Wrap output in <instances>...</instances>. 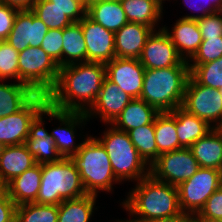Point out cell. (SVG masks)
<instances>
[{
	"label": "cell",
	"instance_id": "cell-1",
	"mask_svg": "<svg viewBox=\"0 0 222 222\" xmlns=\"http://www.w3.org/2000/svg\"><path fill=\"white\" fill-rule=\"evenodd\" d=\"M105 78L104 63L62 66L53 89L47 94V103L56 110L86 113L95 103Z\"/></svg>",
	"mask_w": 222,
	"mask_h": 222
},
{
	"label": "cell",
	"instance_id": "cell-2",
	"mask_svg": "<svg viewBox=\"0 0 222 222\" xmlns=\"http://www.w3.org/2000/svg\"><path fill=\"white\" fill-rule=\"evenodd\" d=\"M121 200L120 208L131 217L127 222H147L184 214L177 186L156 180L151 174L136 182Z\"/></svg>",
	"mask_w": 222,
	"mask_h": 222
},
{
	"label": "cell",
	"instance_id": "cell-3",
	"mask_svg": "<svg viewBox=\"0 0 222 222\" xmlns=\"http://www.w3.org/2000/svg\"><path fill=\"white\" fill-rule=\"evenodd\" d=\"M189 76V66L145 69L140 99L159 113L171 112L182 106Z\"/></svg>",
	"mask_w": 222,
	"mask_h": 222
},
{
	"label": "cell",
	"instance_id": "cell-4",
	"mask_svg": "<svg viewBox=\"0 0 222 222\" xmlns=\"http://www.w3.org/2000/svg\"><path fill=\"white\" fill-rule=\"evenodd\" d=\"M70 160L79 171L87 194L98 196L101 192L112 193L116 184L121 185L113 173L105 148L93 134L82 142L80 149Z\"/></svg>",
	"mask_w": 222,
	"mask_h": 222
},
{
	"label": "cell",
	"instance_id": "cell-5",
	"mask_svg": "<svg viewBox=\"0 0 222 222\" xmlns=\"http://www.w3.org/2000/svg\"><path fill=\"white\" fill-rule=\"evenodd\" d=\"M105 130L94 136L105 148L116 179L123 184L139 182L150 174V167L139 156L130 140L128 132L120 131L111 124H105Z\"/></svg>",
	"mask_w": 222,
	"mask_h": 222
},
{
	"label": "cell",
	"instance_id": "cell-6",
	"mask_svg": "<svg viewBox=\"0 0 222 222\" xmlns=\"http://www.w3.org/2000/svg\"><path fill=\"white\" fill-rule=\"evenodd\" d=\"M87 195L79 171L70 158L57 162L43 163L41 185L34 203L59 205L64 200Z\"/></svg>",
	"mask_w": 222,
	"mask_h": 222
},
{
	"label": "cell",
	"instance_id": "cell-7",
	"mask_svg": "<svg viewBox=\"0 0 222 222\" xmlns=\"http://www.w3.org/2000/svg\"><path fill=\"white\" fill-rule=\"evenodd\" d=\"M59 71V65L41 47L29 46L19 52L18 82L26 84L36 94L47 95Z\"/></svg>",
	"mask_w": 222,
	"mask_h": 222
},
{
	"label": "cell",
	"instance_id": "cell-8",
	"mask_svg": "<svg viewBox=\"0 0 222 222\" xmlns=\"http://www.w3.org/2000/svg\"><path fill=\"white\" fill-rule=\"evenodd\" d=\"M221 171L213 168H202L177 188L182 212L196 216L204 207L207 199L220 188Z\"/></svg>",
	"mask_w": 222,
	"mask_h": 222
},
{
	"label": "cell",
	"instance_id": "cell-9",
	"mask_svg": "<svg viewBox=\"0 0 222 222\" xmlns=\"http://www.w3.org/2000/svg\"><path fill=\"white\" fill-rule=\"evenodd\" d=\"M53 119L54 122L57 120L58 127L50 130V136L53 138L56 149L62 158H70L76 154L82 142L90 135L88 133L86 135L80 133L85 129L87 122L90 121L85 112L60 111L49 106L48 121L51 122ZM77 129H80L79 134ZM81 136L83 137L81 138ZM78 139L79 141L81 140L80 143Z\"/></svg>",
	"mask_w": 222,
	"mask_h": 222
},
{
	"label": "cell",
	"instance_id": "cell-10",
	"mask_svg": "<svg viewBox=\"0 0 222 222\" xmlns=\"http://www.w3.org/2000/svg\"><path fill=\"white\" fill-rule=\"evenodd\" d=\"M181 107L215 128L222 118L221 91L199 84L190 75Z\"/></svg>",
	"mask_w": 222,
	"mask_h": 222
},
{
	"label": "cell",
	"instance_id": "cell-11",
	"mask_svg": "<svg viewBox=\"0 0 222 222\" xmlns=\"http://www.w3.org/2000/svg\"><path fill=\"white\" fill-rule=\"evenodd\" d=\"M200 168L189 148H182L159 155L150 166V174L159 181L179 186Z\"/></svg>",
	"mask_w": 222,
	"mask_h": 222
},
{
	"label": "cell",
	"instance_id": "cell-12",
	"mask_svg": "<svg viewBox=\"0 0 222 222\" xmlns=\"http://www.w3.org/2000/svg\"><path fill=\"white\" fill-rule=\"evenodd\" d=\"M47 95L36 94L21 110L0 118V143L3 146L25 144L35 116L47 105Z\"/></svg>",
	"mask_w": 222,
	"mask_h": 222
},
{
	"label": "cell",
	"instance_id": "cell-13",
	"mask_svg": "<svg viewBox=\"0 0 222 222\" xmlns=\"http://www.w3.org/2000/svg\"><path fill=\"white\" fill-rule=\"evenodd\" d=\"M139 61L145 69L188 66V61L179 55L163 28L153 31L147 38Z\"/></svg>",
	"mask_w": 222,
	"mask_h": 222
},
{
	"label": "cell",
	"instance_id": "cell-14",
	"mask_svg": "<svg viewBox=\"0 0 222 222\" xmlns=\"http://www.w3.org/2000/svg\"><path fill=\"white\" fill-rule=\"evenodd\" d=\"M86 44V62L106 64L115 58V33L97 24L87 15L79 22Z\"/></svg>",
	"mask_w": 222,
	"mask_h": 222
},
{
	"label": "cell",
	"instance_id": "cell-15",
	"mask_svg": "<svg viewBox=\"0 0 222 222\" xmlns=\"http://www.w3.org/2000/svg\"><path fill=\"white\" fill-rule=\"evenodd\" d=\"M106 78L132 99L140 98L145 68L139 59L113 58L105 64Z\"/></svg>",
	"mask_w": 222,
	"mask_h": 222
},
{
	"label": "cell",
	"instance_id": "cell-16",
	"mask_svg": "<svg viewBox=\"0 0 222 222\" xmlns=\"http://www.w3.org/2000/svg\"><path fill=\"white\" fill-rule=\"evenodd\" d=\"M48 118L49 105L47 104L30 123L29 136L25 141L28 151L39 164L57 162L62 158L50 132L45 127L47 124L45 119Z\"/></svg>",
	"mask_w": 222,
	"mask_h": 222
},
{
	"label": "cell",
	"instance_id": "cell-17",
	"mask_svg": "<svg viewBox=\"0 0 222 222\" xmlns=\"http://www.w3.org/2000/svg\"><path fill=\"white\" fill-rule=\"evenodd\" d=\"M48 27L31 10L17 12L13 28L5 40L18 52L27 47H40Z\"/></svg>",
	"mask_w": 222,
	"mask_h": 222
},
{
	"label": "cell",
	"instance_id": "cell-18",
	"mask_svg": "<svg viewBox=\"0 0 222 222\" xmlns=\"http://www.w3.org/2000/svg\"><path fill=\"white\" fill-rule=\"evenodd\" d=\"M131 100L117 84L105 78L95 103L86 112L87 118L90 121L99 117L103 124H111Z\"/></svg>",
	"mask_w": 222,
	"mask_h": 222
},
{
	"label": "cell",
	"instance_id": "cell-19",
	"mask_svg": "<svg viewBox=\"0 0 222 222\" xmlns=\"http://www.w3.org/2000/svg\"><path fill=\"white\" fill-rule=\"evenodd\" d=\"M161 28L127 22L115 32V57L139 59L147 38L153 31Z\"/></svg>",
	"mask_w": 222,
	"mask_h": 222
},
{
	"label": "cell",
	"instance_id": "cell-20",
	"mask_svg": "<svg viewBox=\"0 0 222 222\" xmlns=\"http://www.w3.org/2000/svg\"><path fill=\"white\" fill-rule=\"evenodd\" d=\"M162 26L170 36L179 55L183 60L189 61L197 52L203 40L197 21L179 17L172 25V30L164 24Z\"/></svg>",
	"mask_w": 222,
	"mask_h": 222
},
{
	"label": "cell",
	"instance_id": "cell-21",
	"mask_svg": "<svg viewBox=\"0 0 222 222\" xmlns=\"http://www.w3.org/2000/svg\"><path fill=\"white\" fill-rule=\"evenodd\" d=\"M42 164L37 163L5 185L10 199L18 206L34 203L41 185Z\"/></svg>",
	"mask_w": 222,
	"mask_h": 222
},
{
	"label": "cell",
	"instance_id": "cell-22",
	"mask_svg": "<svg viewBox=\"0 0 222 222\" xmlns=\"http://www.w3.org/2000/svg\"><path fill=\"white\" fill-rule=\"evenodd\" d=\"M36 164L25 144L4 146L0 154V180L6 185Z\"/></svg>",
	"mask_w": 222,
	"mask_h": 222
},
{
	"label": "cell",
	"instance_id": "cell-23",
	"mask_svg": "<svg viewBox=\"0 0 222 222\" xmlns=\"http://www.w3.org/2000/svg\"><path fill=\"white\" fill-rule=\"evenodd\" d=\"M86 15L114 33L128 22L120 0L94 1L87 6Z\"/></svg>",
	"mask_w": 222,
	"mask_h": 222
},
{
	"label": "cell",
	"instance_id": "cell-24",
	"mask_svg": "<svg viewBox=\"0 0 222 222\" xmlns=\"http://www.w3.org/2000/svg\"><path fill=\"white\" fill-rule=\"evenodd\" d=\"M158 114L159 112L144 100L134 98L111 125L120 131L128 132L131 129L152 123Z\"/></svg>",
	"mask_w": 222,
	"mask_h": 222
},
{
	"label": "cell",
	"instance_id": "cell-25",
	"mask_svg": "<svg viewBox=\"0 0 222 222\" xmlns=\"http://www.w3.org/2000/svg\"><path fill=\"white\" fill-rule=\"evenodd\" d=\"M189 149L200 167L221 170L222 134L215 128L192 144Z\"/></svg>",
	"mask_w": 222,
	"mask_h": 222
},
{
	"label": "cell",
	"instance_id": "cell-26",
	"mask_svg": "<svg viewBox=\"0 0 222 222\" xmlns=\"http://www.w3.org/2000/svg\"><path fill=\"white\" fill-rule=\"evenodd\" d=\"M120 3L128 22L148 27H163L159 24L163 21L165 10L159 0H120Z\"/></svg>",
	"mask_w": 222,
	"mask_h": 222
},
{
	"label": "cell",
	"instance_id": "cell-27",
	"mask_svg": "<svg viewBox=\"0 0 222 222\" xmlns=\"http://www.w3.org/2000/svg\"><path fill=\"white\" fill-rule=\"evenodd\" d=\"M171 113L176 118V131L179 144L183 148H189L213 129L206 121L188 113L182 107L172 110Z\"/></svg>",
	"mask_w": 222,
	"mask_h": 222
},
{
	"label": "cell",
	"instance_id": "cell-28",
	"mask_svg": "<svg viewBox=\"0 0 222 222\" xmlns=\"http://www.w3.org/2000/svg\"><path fill=\"white\" fill-rule=\"evenodd\" d=\"M36 93L26 84L0 80V118L21 110Z\"/></svg>",
	"mask_w": 222,
	"mask_h": 222
},
{
	"label": "cell",
	"instance_id": "cell-29",
	"mask_svg": "<svg viewBox=\"0 0 222 222\" xmlns=\"http://www.w3.org/2000/svg\"><path fill=\"white\" fill-rule=\"evenodd\" d=\"M98 196L87 194L76 199L64 200L58 205V222H90L95 211ZM98 207V208H97Z\"/></svg>",
	"mask_w": 222,
	"mask_h": 222
},
{
	"label": "cell",
	"instance_id": "cell-30",
	"mask_svg": "<svg viewBox=\"0 0 222 222\" xmlns=\"http://www.w3.org/2000/svg\"><path fill=\"white\" fill-rule=\"evenodd\" d=\"M157 159L159 155L182 149L176 131V118L171 112L159 113L154 119Z\"/></svg>",
	"mask_w": 222,
	"mask_h": 222
},
{
	"label": "cell",
	"instance_id": "cell-31",
	"mask_svg": "<svg viewBox=\"0 0 222 222\" xmlns=\"http://www.w3.org/2000/svg\"><path fill=\"white\" fill-rule=\"evenodd\" d=\"M86 62V44L79 22L63 29L62 66Z\"/></svg>",
	"mask_w": 222,
	"mask_h": 222
},
{
	"label": "cell",
	"instance_id": "cell-32",
	"mask_svg": "<svg viewBox=\"0 0 222 222\" xmlns=\"http://www.w3.org/2000/svg\"><path fill=\"white\" fill-rule=\"evenodd\" d=\"M128 134L139 156L150 167L157 160L154 121L139 128L131 129Z\"/></svg>",
	"mask_w": 222,
	"mask_h": 222
},
{
	"label": "cell",
	"instance_id": "cell-33",
	"mask_svg": "<svg viewBox=\"0 0 222 222\" xmlns=\"http://www.w3.org/2000/svg\"><path fill=\"white\" fill-rule=\"evenodd\" d=\"M31 11L48 29H64L73 23L66 17L62 8L49 0H36Z\"/></svg>",
	"mask_w": 222,
	"mask_h": 222
},
{
	"label": "cell",
	"instance_id": "cell-34",
	"mask_svg": "<svg viewBox=\"0 0 222 222\" xmlns=\"http://www.w3.org/2000/svg\"><path fill=\"white\" fill-rule=\"evenodd\" d=\"M15 222H58V205L37 203L18 205Z\"/></svg>",
	"mask_w": 222,
	"mask_h": 222
},
{
	"label": "cell",
	"instance_id": "cell-35",
	"mask_svg": "<svg viewBox=\"0 0 222 222\" xmlns=\"http://www.w3.org/2000/svg\"><path fill=\"white\" fill-rule=\"evenodd\" d=\"M190 75L201 85L222 89V57L199 65H188Z\"/></svg>",
	"mask_w": 222,
	"mask_h": 222
},
{
	"label": "cell",
	"instance_id": "cell-36",
	"mask_svg": "<svg viewBox=\"0 0 222 222\" xmlns=\"http://www.w3.org/2000/svg\"><path fill=\"white\" fill-rule=\"evenodd\" d=\"M19 52L5 40L0 41V80L18 82Z\"/></svg>",
	"mask_w": 222,
	"mask_h": 222
},
{
	"label": "cell",
	"instance_id": "cell-37",
	"mask_svg": "<svg viewBox=\"0 0 222 222\" xmlns=\"http://www.w3.org/2000/svg\"><path fill=\"white\" fill-rule=\"evenodd\" d=\"M222 57V37L203 39L197 52L188 61V65H199Z\"/></svg>",
	"mask_w": 222,
	"mask_h": 222
},
{
	"label": "cell",
	"instance_id": "cell-38",
	"mask_svg": "<svg viewBox=\"0 0 222 222\" xmlns=\"http://www.w3.org/2000/svg\"><path fill=\"white\" fill-rule=\"evenodd\" d=\"M63 29H49L46 33L41 48L62 67Z\"/></svg>",
	"mask_w": 222,
	"mask_h": 222
},
{
	"label": "cell",
	"instance_id": "cell-39",
	"mask_svg": "<svg viewBox=\"0 0 222 222\" xmlns=\"http://www.w3.org/2000/svg\"><path fill=\"white\" fill-rule=\"evenodd\" d=\"M184 5H187L193 13L182 15L181 18L198 20L208 14L222 11V0H183Z\"/></svg>",
	"mask_w": 222,
	"mask_h": 222
},
{
	"label": "cell",
	"instance_id": "cell-40",
	"mask_svg": "<svg viewBox=\"0 0 222 222\" xmlns=\"http://www.w3.org/2000/svg\"><path fill=\"white\" fill-rule=\"evenodd\" d=\"M196 21L202 34V39L222 37V11L208 14Z\"/></svg>",
	"mask_w": 222,
	"mask_h": 222
},
{
	"label": "cell",
	"instance_id": "cell-41",
	"mask_svg": "<svg viewBox=\"0 0 222 222\" xmlns=\"http://www.w3.org/2000/svg\"><path fill=\"white\" fill-rule=\"evenodd\" d=\"M203 221H215L222 218V188L217 189L196 215Z\"/></svg>",
	"mask_w": 222,
	"mask_h": 222
},
{
	"label": "cell",
	"instance_id": "cell-42",
	"mask_svg": "<svg viewBox=\"0 0 222 222\" xmlns=\"http://www.w3.org/2000/svg\"><path fill=\"white\" fill-rule=\"evenodd\" d=\"M62 8L64 14L73 23L80 22L85 16L87 7L79 0H49Z\"/></svg>",
	"mask_w": 222,
	"mask_h": 222
},
{
	"label": "cell",
	"instance_id": "cell-43",
	"mask_svg": "<svg viewBox=\"0 0 222 222\" xmlns=\"http://www.w3.org/2000/svg\"><path fill=\"white\" fill-rule=\"evenodd\" d=\"M19 10L0 3V41L7 39Z\"/></svg>",
	"mask_w": 222,
	"mask_h": 222
},
{
	"label": "cell",
	"instance_id": "cell-44",
	"mask_svg": "<svg viewBox=\"0 0 222 222\" xmlns=\"http://www.w3.org/2000/svg\"><path fill=\"white\" fill-rule=\"evenodd\" d=\"M17 205L10 199L6 189L0 194V222H15Z\"/></svg>",
	"mask_w": 222,
	"mask_h": 222
},
{
	"label": "cell",
	"instance_id": "cell-45",
	"mask_svg": "<svg viewBox=\"0 0 222 222\" xmlns=\"http://www.w3.org/2000/svg\"><path fill=\"white\" fill-rule=\"evenodd\" d=\"M35 1L36 0H0V3L21 11V10H31Z\"/></svg>",
	"mask_w": 222,
	"mask_h": 222
},
{
	"label": "cell",
	"instance_id": "cell-46",
	"mask_svg": "<svg viewBox=\"0 0 222 222\" xmlns=\"http://www.w3.org/2000/svg\"><path fill=\"white\" fill-rule=\"evenodd\" d=\"M190 215L187 214H180L179 216H173L168 218H160V219H153L147 222H184Z\"/></svg>",
	"mask_w": 222,
	"mask_h": 222
},
{
	"label": "cell",
	"instance_id": "cell-47",
	"mask_svg": "<svg viewBox=\"0 0 222 222\" xmlns=\"http://www.w3.org/2000/svg\"><path fill=\"white\" fill-rule=\"evenodd\" d=\"M184 222H204L199 219L197 216L190 215Z\"/></svg>",
	"mask_w": 222,
	"mask_h": 222
},
{
	"label": "cell",
	"instance_id": "cell-48",
	"mask_svg": "<svg viewBox=\"0 0 222 222\" xmlns=\"http://www.w3.org/2000/svg\"><path fill=\"white\" fill-rule=\"evenodd\" d=\"M215 129L222 134V118L220 122L216 125Z\"/></svg>",
	"mask_w": 222,
	"mask_h": 222
},
{
	"label": "cell",
	"instance_id": "cell-49",
	"mask_svg": "<svg viewBox=\"0 0 222 222\" xmlns=\"http://www.w3.org/2000/svg\"><path fill=\"white\" fill-rule=\"evenodd\" d=\"M5 184L0 180V194L5 190Z\"/></svg>",
	"mask_w": 222,
	"mask_h": 222
},
{
	"label": "cell",
	"instance_id": "cell-50",
	"mask_svg": "<svg viewBox=\"0 0 222 222\" xmlns=\"http://www.w3.org/2000/svg\"><path fill=\"white\" fill-rule=\"evenodd\" d=\"M165 1H170V0H159V2H160V4L164 7V3H166ZM172 1V0H171ZM175 1V0H174ZM176 2H177V0H176Z\"/></svg>",
	"mask_w": 222,
	"mask_h": 222
},
{
	"label": "cell",
	"instance_id": "cell-51",
	"mask_svg": "<svg viewBox=\"0 0 222 222\" xmlns=\"http://www.w3.org/2000/svg\"><path fill=\"white\" fill-rule=\"evenodd\" d=\"M113 222H127V221H126V219H123V220L122 219H120V220L119 219H116V220L114 219Z\"/></svg>",
	"mask_w": 222,
	"mask_h": 222
},
{
	"label": "cell",
	"instance_id": "cell-52",
	"mask_svg": "<svg viewBox=\"0 0 222 222\" xmlns=\"http://www.w3.org/2000/svg\"><path fill=\"white\" fill-rule=\"evenodd\" d=\"M94 1H97V0H86V7H87L90 3L94 2Z\"/></svg>",
	"mask_w": 222,
	"mask_h": 222
},
{
	"label": "cell",
	"instance_id": "cell-53",
	"mask_svg": "<svg viewBox=\"0 0 222 222\" xmlns=\"http://www.w3.org/2000/svg\"><path fill=\"white\" fill-rule=\"evenodd\" d=\"M3 147H4V146L0 143V154H1V152H2Z\"/></svg>",
	"mask_w": 222,
	"mask_h": 222
},
{
	"label": "cell",
	"instance_id": "cell-54",
	"mask_svg": "<svg viewBox=\"0 0 222 222\" xmlns=\"http://www.w3.org/2000/svg\"><path fill=\"white\" fill-rule=\"evenodd\" d=\"M86 6V0H79Z\"/></svg>",
	"mask_w": 222,
	"mask_h": 222
},
{
	"label": "cell",
	"instance_id": "cell-55",
	"mask_svg": "<svg viewBox=\"0 0 222 222\" xmlns=\"http://www.w3.org/2000/svg\"><path fill=\"white\" fill-rule=\"evenodd\" d=\"M220 187L222 188V171H221V183H220Z\"/></svg>",
	"mask_w": 222,
	"mask_h": 222
},
{
	"label": "cell",
	"instance_id": "cell-56",
	"mask_svg": "<svg viewBox=\"0 0 222 222\" xmlns=\"http://www.w3.org/2000/svg\"><path fill=\"white\" fill-rule=\"evenodd\" d=\"M204 222H221V221L215 220V221H204Z\"/></svg>",
	"mask_w": 222,
	"mask_h": 222
}]
</instances>
